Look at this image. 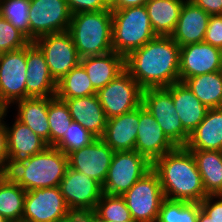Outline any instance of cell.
<instances>
[{"mask_svg":"<svg viewBox=\"0 0 222 222\" xmlns=\"http://www.w3.org/2000/svg\"><path fill=\"white\" fill-rule=\"evenodd\" d=\"M48 122L50 146H55L73 122L66 103L57 97H48Z\"/></svg>","mask_w":222,"mask_h":222,"instance_id":"obj_33","label":"cell"},{"mask_svg":"<svg viewBox=\"0 0 222 222\" xmlns=\"http://www.w3.org/2000/svg\"><path fill=\"white\" fill-rule=\"evenodd\" d=\"M142 105L152 114L166 136L176 146L186 145L190 134L183 128L172 94L166 87L144 89Z\"/></svg>","mask_w":222,"mask_h":222,"instance_id":"obj_8","label":"cell"},{"mask_svg":"<svg viewBox=\"0 0 222 222\" xmlns=\"http://www.w3.org/2000/svg\"><path fill=\"white\" fill-rule=\"evenodd\" d=\"M113 155L114 151L101 138H97L90 145L68 154V167L103 185Z\"/></svg>","mask_w":222,"mask_h":222,"instance_id":"obj_15","label":"cell"},{"mask_svg":"<svg viewBox=\"0 0 222 222\" xmlns=\"http://www.w3.org/2000/svg\"><path fill=\"white\" fill-rule=\"evenodd\" d=\"M68 32L80 58L113 51L110 9L72 14Z\"/></svg>","mask_w":222,"mask_h":222,"instance_id":"obj_4","label":"cell"},{"mask_svg":"<svg viewBox=\"0 0 222 222\" xmlns=\"http://www.w3.org/2000/svg\"><path fill=\"white\" fill-rule=\"evenodd\" d=\"M186 0H148L145 4L156 36H171Z\"/></svg>","mask_w":222,"mask_h":222,"instance_id":"obj_27","label":"cell"},{"mask_svg":"<svg viewBox=\"0 0 222 222\" xmlns=\"http://www.w3.org/2000/svg\"><path fill=\"white\" fill-rule=\"evenodd\" d=\"M29 8L30 0H0V16L30 40Z\"/></svg>","mask_w":222,"mask_h":222,"instance_id":"obj_35","label":"cell"},{"mask_svg":"<svg viewBox=\"0 0 222 222\" xmlns=\"http://www.w3.org/2000/svg\"><path fill=\"white\" fill-rule=\"evenodd\" d=\"M200 203L164 199L156 222H197Z\"/></svg>","mask_w":222,"mask_h":222,"instance_id":"obj_32","label":"cell"},{"mask_svg":"<svg viewBox=\"0 0 222 222\" xmlns=\"http://www.w3.org/2000/svg\"><path fill=\"white\" fill-rule=\"evenodd\" d=\"M207 195L222 194V151L190 150Z\"/></svg>","mask_w":222,"mask_h":222,"instance_id":"obj_28","label":"cell"},{"mask_svg":"<svg viewBox=\"0 0 222 222\" xmlns=\"http://www.w3.org/2000/svg\"><path fill=\"white\" fill-rule=\"evenodd\" d=\"M26 64V98L56 97L57 82L50 74L43 52L34 42L26 46Z\"/></svg>","mask_w":222,"mask_h":222,"instance_id":"obj_18","label":"cell"},{"mask_svg":"<svg viewBox=\"0 0 222 222\" xmlns=\"http://www.w3.org/2000/svg\"><path fill=\"white\" fill-rule=\"evenodd\" d=\"M0 222H10V221L0 214Z\"/></svg>","mask_w":222,"mask_h":222,"instance_id":"obj_47","label":"cell"},{"mask_svg":"<svg viewBox=\"0 0 222 222\" xmlns=\"http://www.w3.org/2000/svg\"><path fill=\"white\" fill-rule=\"evenodd\" d=\"M26 191L8 174L0 180V214L10 222H22Z\"/></svg>","mask_w":222,"mask_h":222,"instance_id":"obj_30","label":"cell"},{"mask_svg":"<svg viewBox=\"0 0 222 222\" xmlns=\"http://www.w3.org/2000/svg\"><path fill=\"white\" fill-rule=\"evenodd\" d=\"M71 14L110 9V0H66Z\"/></svg>","mask_w":222,"mask_h":222,"instance_id":"obj_38","label":"cell"},{"mask_svg":"<svg viewBox=\"0 0 222 222\" xmlns=\"http://www.w3.org/2000/svg\"><path fill=\"white\" fill-rule=\"evenodd\" d=\"M217 71H222L221 49L204 41L180 47L179 82Z\"/></svg>","mask_w":222,"mask_h":222,"instance_id":"obj_16","label":"cell"},{"mask_svg":"<svg viewBox=\"0 0 222 222\" xmlns=\"http://www.w3.org/2000/svg\"><path fill=\"white\" fill-rule=\"evenodd\" d=\"M139 126V107L131 112L107 119L102 140L114 151L135 150Z\"/></svg>","mask_w":222,"mask_h":222,"instance_id":"obj_20","label":"cell"},{"mask_svg":"<svg viewBox=\"0 0 222 222\" xmlns=\"http://www.w3.org/2000/svg\"><path fill=\"white\" fill-rule=\"evenodd\" d=\"M67 168V155L48 146L41 153L14 162L7 174L25 191H31L59 186Z\"/></svg>","mask_w":222,"mask_h":222,"instance_id":"obj_3","label":"cell"},{"mask_svg":"<svg viewBox=\"0 0 222 222\" xmlns=\"http://www.w3.org/2000/svg\"><path fill=\"white\" fill-rule=\"evenodd\" d=\"M209 18L207 12L192 1L186 0L171 38L180 47L203 42Z\"/></svg>","mask_w":222,"mask_h":222,"instance_id":"obj_19","label":"cell"},{"mask_svg":"<svg viewBox=\"0 0 222 222\" xmlns=\"http://www.w3.org/2000/svg\"><path fill=\"white\" fill-rule=\"evenodd\" d=\"M210 16L222 15V0H190Z\"/></svg>","mask_w":222,"mask_h":222,"instance_id":"obj_42","label":"cell"},{"mask_svg":"<svg viewBox=\"0 0 222 222\" xmlns=\"http://www.w3.org/2000/svg\"><path fill=\"white\" fill-rule=\"evenodd\" d=\"M142 91L125 69L96 93L106 118H113L137 109L142 104Z\"/></svg>","mask_w":222,"mask_h":222,"instance_id":"obj_9","label":"cell"},{"mask_svg":"<svg viewBox=\"0 0 222 222\" xmlns=\"http://www.w3.org/2000/svg\"><path fill=\"white\" fill-rule=\"evenodd\" d=\"M58 187L71 211L92 213L103 195L99 182L69 167Z\"/></svg>","mask_w":222,"mask_h":222,"instance_id":"obj_13","label":"cell"},{"mask_svg":"<svg viewBox=\"0 0 222 222\" xmlns=\"http://www.w3.org/2000/svg\"><path fill=\"white\" fill-rule=\"evenodd\" d=\"M2 112H3V109L0 107V119H1Z\"/></svg>","mask_w":222,"mask_h":222,"instance_id":"obj_49","label":"cell"},{"mask_svg":"<svg viewBox=\"0 0 222 222\" xmlns=\"http://www.w3.org/2000/svg\"><path fill=\"white\" fill-rule=\"evenodd\" d=\"M13 104L18 106L15 118L27 125L35 134L45 140L48 146H50L48 97L26 98L18 100Z\"/></svg>","mask_w":222,"mask_h":222,"instance_id":"obj_26","label":"cell"},{"mask_svg":"<svg viewBox=\"0 0 222 222\" xmlns=\"http://www.w3.org/2000/svg\"><path fill=\"white\" fill-rule=\"evenodd\" d=\"M88 222H121V221L95 220L90 214H88Z\"/></svg>","mask_w":222,"mask_h":222,"instance_id":"obj_46","label":"cell"},{"mask_svg":"<svg viewBox=\"0 0 222 222\" xmlns=\"http://www.w3.org/2000/svg\"><path fill=\"white\" fill-rule=\"evenodd\" d=\"M204 42L222 48V15H211L208 21Z\"/></svg>","mask_w":222,"mask_h":222,"instance_id":"obj_39","label":"cell"},{"mask_svg":"<svg viewBox=\"0 0 222 222\" xmlns=\"http://www.w3.org/2000/svg\"><path fill=\"white\" fill-rule=\"evenodd\" d=\"M112 12V48L127 57L156 37L145 5Z\"/></svg>","mask_w":222,"mask_h":222,"instance_id":"obj_5","label":"cell"},{"mask_svg":"<svg viewBox=\"0 0 222 222\" xmlns=\"http://www.w3.org/2000/svg\"><path fill=\"white\" fill-rule=\"evenodd\" d=\"M8 109L3 110L0 119V168L7 174L9 170V156L7 143V130L5 127V116H7Z\"/></svg>","mask_w":222,"mask_h":222,"instance_id":"obj_41","label":"cell"},{"mask_svg":"<svg viewBox=\"0 0 222 222\" xmlns=\"http://www.w3.org/2000/svg\"><path fill=\"white\" fill-rule=\"evenodd\" d=\"M197 222H215L209 217L202 209L199 211L198 214V221Z\"/></svg>","mask_w":222,"mask_h":222,"instance_id":"obj_45","label":"cell"},{"mask_svg":"<svg viewBox=\"0 0 222 222\" xmlns=\"http://www.w3.org/2000/svg\"><path fill=\"white\" fill-rule=\"evenodd\" d=\"M5 127L8 140L9 168L14 162L41 153L48 147L45 140L18 119H15L12 126L5 123Z\"/></svg>","mask_w":222,"mask_h":222,"instance_id":"obj_22","label":"cell"},{"mask_svg":"<svg viewBox=\"0 0 222 222\" xmlns=\"http://www.w3.org/2000/svg\"><path fill=\"white\" fill-rule=\"evenodd\" d=\"M80 64L98 91L125 70V57L114 51L103 55L87 56L80 59Z\"/></svg>","mask_w":222,"mask_h":222,"instance_id":"obj_23","label":"cell"},{"mask_svg":"<svg viewBox=\"0 0 222 222\" xmlns=\"http://www.w3.org/2000/svg\"><path fill=\"white\" fill-rule=\"evenodd\" d=\"M71 15L66 0H30V41L43 35L68 31Z\"/></svg>","mask_w":222,"mask_h":222,"instance_id":"obj_12","label":"cell"},{"mask_svg":"<svg viewBox=\"0 0 222 222\" xmlns=\"http://www.w3.org/2000/svg\"><path fill=\"white\" fill-rule=\"evenodd\" d=\"M166 88L172 94V100L183 128L191 134L203 121L208 108L195 97L183 82L174 83Z\"/></svg>","mask_w":222,"mask_h":222,"instance_id":"obj_24","label":"cell"},{"mask_svg":"<svg viewBox=\"0 0 222 222\" xmlns=\"http://www.w3.org/2000/svg\"><path fill=\"white\" fill-rule=\"evenodd\" d=\"M158 174L164 197L200 203L207 194L195 159L185 146H177L152 163Z\"/></svg>","mask_w":222,"mask_h":222,"instance_id":"obj_2","label":"cell"},{"mask_svg":"<svg viewBox=\"0 0 222 222\" xmlns=\"http://www.w3.org/2000/svg\"><path fill=\"white\" fill-rule=\"evenodd\" d=\"M88 214L82 211H70L67 215L58 218L55 222H88Z\"/></svg>","mask_w":222,"mask_h":222,"instance_id":"obj_44","label":"cell"},{"mask_svg":"<svg viewBox=\"0 0 222 222\" xmlns=\"http://www.w3.org/2000/svg\"><path fill=\"white\" fill-rule=\"evenodd\" d=\"M97 138L78 122L73 121L63 138L54 146L66 155L90 145Z\"/></svg>","mask_w":222,"mask_h":222,"instance_id":"obj_36","label":"cell"},{"mask_svg":"<svg viewBox=\"0 0 222 222\" xmlns=\"http://www.w3.org/2000/svg\"><path fill=\"white\" fill-rule=\"evenodd\" d=\"M152 169V163L136 150L116 151L102 188L108 195L122 196Z\"/></svg>","mask_w":222,"mask_h":222,"instance_id":"obj_6","label":"cell"},{"mask_svg":"<svg viewBox=\"0 0 222 222\" xmlns=\"http://www.w3.org/2000/svg\"><path fill=\"white\" fill-rule=\"evenodd\" d=\"M95 220L134 222L122 196L103 193L96 208L89 213Z\"/></svg>","mask_w":222,"mask_h":222,"instance_id":"obj_34","label":"cell"},{"mask_svg":"<svg viewBox=\"0 0 222 222\" xmlns=\"http://www.w3.org/2000/svg\"><path fill=\"white\" fill-rule=\"evenodd\" d=\"M134 222H156L165 199L158 174L151 169L122 195Z\"/></svg>","mask_w":222,"mask_h":222,"instance_id":"obj_7","label":"cell"},{"mask_svg":"<svg viewBox=\"0 0 222 222\" xmlns=\"http://www.w3.org/2000/svg\"><path fill=\"white\" fill-rule=\"evenodd\" d=\"M30 42L14 25L0 16V54L22 49Z\"/></svg>","mask_w":222,"mask_h":222,"instance_id":"obj_37","label":"cell"},{"mask_svg":"<svg viewBox=\"0 0 222 222\" xmlns=\"http://www.w3.org/2000/svg\"><path fill=\"white\" fill-rule=\"evenodd\" d=\"M201 209L215 222H222V194L207 195L200 202Z\"/></svg>","mask_w":222,"mask_h":222,"instance_id":"obj_40","label":"cell"},{"mask_svg":"<svg viewBox=\"0 0 222 222\" xmlns=\"http://www.w3.org/2000/svg\"><path fill=\"white\" fill-rule=\"evenodd\" d=\"M182 82L208 109L222 107V71L193 76Z\"/></svg>","mask_w":222,"mask_h":222,"instance_id":"obj_29","label":"cell"},{"mask_svg":"<svg viewBox=\"0 0 222 222\" xmlns=\"http://www.w3.org/2000/svg\"><path fill=\"white\" fill-rule=\"evenodd\" d=\"M177 146L166 136L152 114L141 104L135 150L151 163Z\"/></svg>","mask_w":222,"mask_h":222,"instance_id":"obj_17","label":"cell"},{"mask_svg":"<svg viewBox=\"0 0 222 222\" xmlns=\"http://www.w3.org/2000/svg\"><path fill=\"white\" fill-rule=\"evenodd\" d=\"M62 101L66 103L73 121L78 122L96 138H102L107 118L96 94Z\"/></svg>","mask_w":222,"mask_h":222,"instance_id":"obj_21","label":"cell"},{"mask_svg":"<svg viewBox=\"0 0 222 222\" xmlns=\"http://www.w3.org/2000/svg\"><path fill=\"white\" fill-rule=\"evenodd\" d=\"M33 42L43 52L56 82L80 64L81 58L68 31L43 35Z\"/></svg>","mask_w":222,"mask_h":222,"instance_id":"obj_11","label":"cell"},{"mask_svg":"<svg viewBox=\"0 0 222 222\" xmlns=\"http://www.w3.org/2000/svg\"><path fill=\"white\" fill-rule=\"evenodd\" d=\"M26 47L0 54V107L26 99Z\"/></svg>","mask_w":222,"mask_h":222,"instance_id":"obj_10","label":"cell"},{"mask_svg":"<svg viewBox=\"0 0 222 222\" xmlns=\"http://www.w3.org/2000/svg\"><path fill=\"white\" fill-rule=\"evenodd\" d=\"M6 173L0 168V180L4 177Z\"/></svg>","mask_w":222,"mask_h":222,"instance_id":"obj_48","label":"cell"},{"mask_svg":"<svg viewBox=\"0 0 222 222\" xmlns=\"http://www.w3.org/2000/svg\"><path fill=\"white\" fill-rule=\"evenodd\" d=\"M180 46L171 36H156L125 58V69L144 90L179 82Z\"/></svg>","mask_w":222,"mask_h":222,"instance_id":"obj_1","label":"cell"},{"mask_svg":"<svg viewBox=\"0 0 222 222\" xmlns=\"http://www.w3.org/2000/svg\"><path fill=\"white\" fill-rule=\"evenodd\" d=\"M188 150L222 151V107L209 108L203 121L190 134Z\"/></svg>","mask_w":222,"mask_h":222,"instance_id":"obj_25","label":"cell"},{"mask_svg":"<svg viewBox=\"0 0 222 222\" xmlns=\"http://www.w3.org/2000/svg\"><path fill=\"white\" fill-rule=\"evenodd\" d=\"M68 208L58 186L26 191L22 222H55Z\"/></svg>","mask_w":222,"mask_h":222,"instance_id":"obj_14","label":"cell"},{"mask_svg":"<svg viewBox=\"0 0 222 222\" xmlns=\"http://www.w3.org/2000/svg\"><path fill=\"white\" fill-rule=\"evenodd\" d=\"M148 0H110V10L115 11L127 7L143 6Z\"/></svg>","mask_w":222,"mask_h":222,"instance_id":"obj_43","label":"cell"},{"mask_svg":"<svg viewBox=\"0 0 222 222\" xmlns=\"http://www.w3.org/2000/svg\"><path fill=\"white\" fill-rule=\"evenodd\" d=\"M97 91L81 64L73 68L57 82L56 97L60 100L81 98L96 94Z\"/></svg>","mask_w":222,"mask_h":222,"instance_id":"obj_31","label":"cell"}]
</instances>
